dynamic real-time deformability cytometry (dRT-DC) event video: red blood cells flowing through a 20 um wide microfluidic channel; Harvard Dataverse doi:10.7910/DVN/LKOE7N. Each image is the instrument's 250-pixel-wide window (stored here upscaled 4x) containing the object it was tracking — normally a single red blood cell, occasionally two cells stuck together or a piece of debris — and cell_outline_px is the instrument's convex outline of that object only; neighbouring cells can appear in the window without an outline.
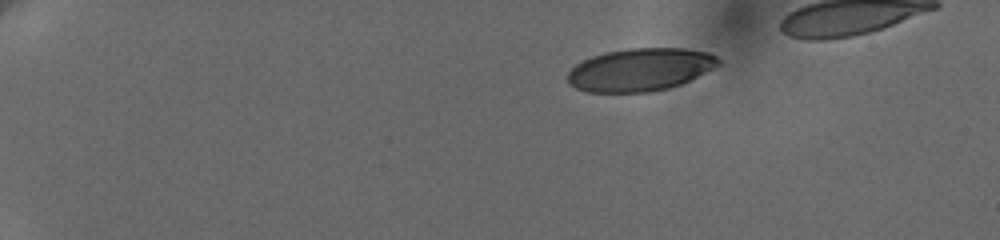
{"species": "human", "species_latin": "Homo sapiens", "temperature_condition": "cold", "stored_images_in_passage": 27, "camera_frame_rate_fps": 3000, "um_per_image_px": 0.085, "donor": {"sex": "female"}, "frame": {"image": 1, "passage_image": 1, "time_ms": 0.0, "image_size_px": [1000, 240], "cell_outline_px": [[720, 64], [680, 84], [668, 88], [648, 92], [588, 92], [576, 88], [568, 84], [568, 72], [576, 64], [592, 56], [604, 52], [628, 48], [684, 48], [708, 52], [716, 56], [720, 60]], "centroid_in_image_um": [54.38, 5.91], "position_along_channel_um": 30.6, "area_um2": 37.4}}
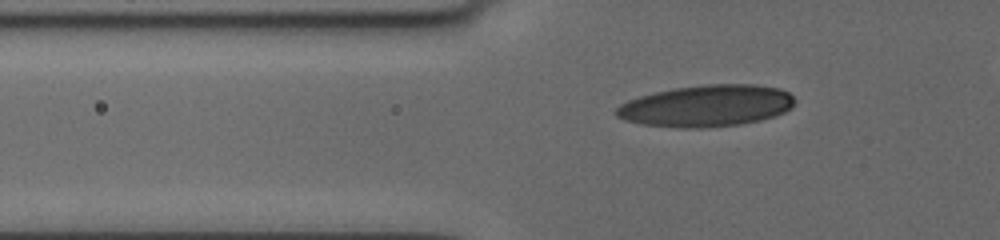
{"frame": {"image": 2, "passage_image": 20, "time_ms": 3.667, "image_size_px": [1000, 240], "cell_outline_px": [[796, 100], [792, 108], [784, 112], [760, 120], [740, 124], [700, 128], [680, 128], [644, 124], [624, 120], [616, 116], [612, 112], [620, 104], [628, 100], [640, 96], [656, 92], [676, 88], [708, 84], [756, 84], [780, 88], [788, 92]], "centroid_in_image_um": [60.05, 8.99], "position_along_channel_um": 65.7, "area_um2": 43.35}}
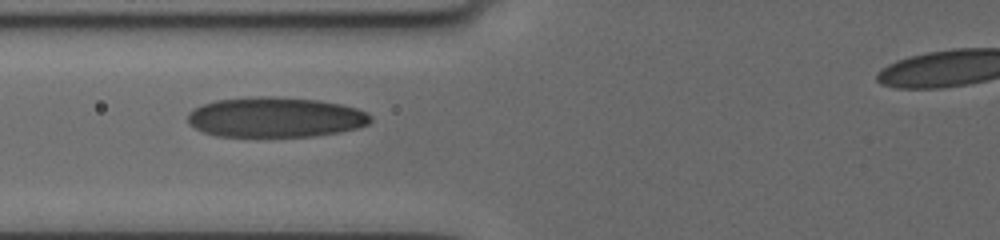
{"frame": {"image": 3, "passage_image": 26, "time_ms": 5.0, "image_size_px": [1000, 240], "cell_outline_px": [[372, 120], [368, 124], [356, 128], [340, 132], [312, 136], [216, 136], [204, 132], [188, 124], [188, 112], [192, 108], [216, 100], [248, 96], [272, 96], [316, 100], [340, 104], [356, 108], [368, 112], [372, 116]], "centroid_in_image_um": [23.39, 9.96], "position_along_channel_um": 102.4, "area_um2": 42.89}}